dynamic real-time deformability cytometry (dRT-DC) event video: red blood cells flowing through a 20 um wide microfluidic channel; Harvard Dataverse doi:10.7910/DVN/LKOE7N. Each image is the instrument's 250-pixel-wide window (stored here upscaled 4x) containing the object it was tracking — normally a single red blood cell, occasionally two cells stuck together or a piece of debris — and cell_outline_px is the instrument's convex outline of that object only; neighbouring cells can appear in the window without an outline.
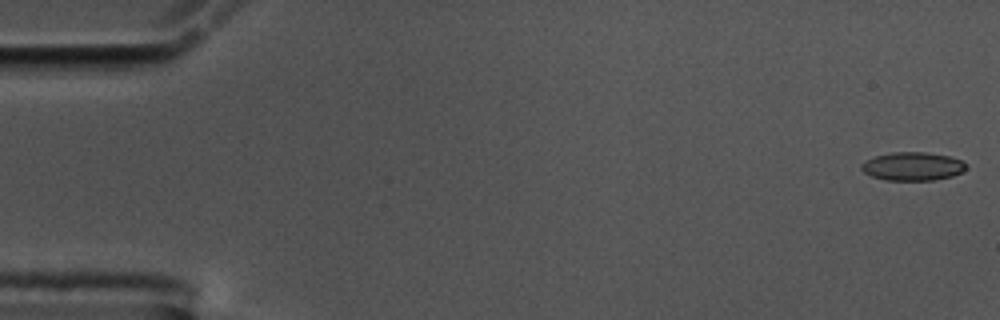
{"species": "common noctule bat (a hibernating species)", "species_latin": "Nyctalus noctula", "temperature_condition": "cold", "stored_images_in_passage": 56, "camera_frame_rate_fps": 3000, "um_per_image_px": 0.085, "animal": {"sex": "male", "body_mass_g": 17.5, "forearm_length_mm": 52.3}, "frame": {"image": 1, "passage_image": 1, "time_ms": 0.0, "image_size_px": [1000, 320], "cell_outline_px": [[968, 168], [952, 176], [932, 180], [888, 180], [872, 176], [864, 172], [860, 168], [860, 164], [864, 160], [876, 156], [892, 152], [924, 152], [948, 156], [960, 160], [968, 164]], "centroid_in_image_um": [77.56, 14.13], "position_along_channel_um": 7.4, "area_um2": 17.28}}
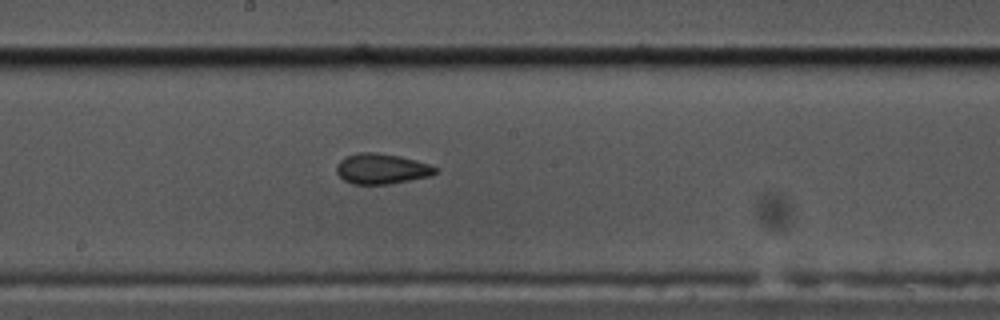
{"frame": {"image": 2, "passage_image": 30, "time_ms": 9.667, "image_size_px": [1000, 320], "cell_outline_px": [[440, 172], [432, 176], [388, 184], [352, 184], [344, 180], [336, 172], [336, 164], [340, 160], [348, 156], [360, 152], [376, 152], [400, 156], [416, 160], [440, 168]], "centroid_in_image_um": [32.48, 14.35], "position_along_channel_um": 215.7, "area_um2": 17.69}}
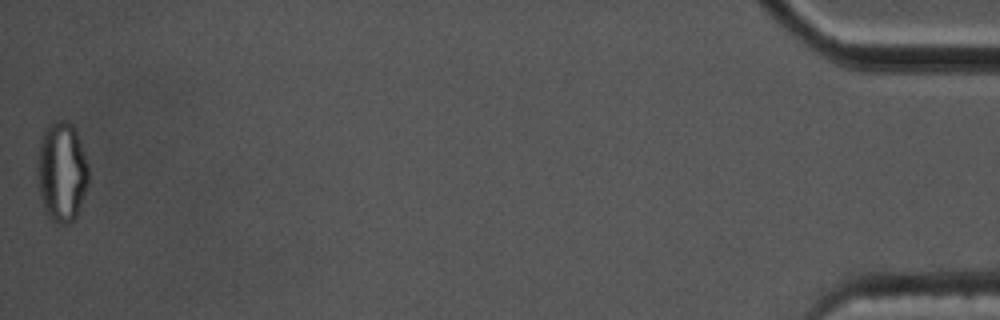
{"frame": {"image": 3, "passage_image": 56, "time_ms": 18.333, "image_size_px": [1000, 320], "cell_outline_px": [[88, 184], [76, 216], [68, 224], [60, 224], [52, 220], [44, 212], [40, 196], [36, 176], [36, 156], [40, 140], [44, 132], [52, 120], [64, 120], [72, 124], [76, 132], [88, 164]], "centroid_in_image_um": [5.21, 14.6], "position_along_channel_um": 430.0, "area_um2": 30.11}, "authors_computed_cell_mechanics": {"area_um2": 17.7735, "velocity_mm_per_s": 3.5814, "shape_relaxation_time_tau1_ms": null, "shape_relaxation_time_tau2_ms": 2.4758, "deformation_change_tau1": null, "deformation_change_tau2": 0.0825}}